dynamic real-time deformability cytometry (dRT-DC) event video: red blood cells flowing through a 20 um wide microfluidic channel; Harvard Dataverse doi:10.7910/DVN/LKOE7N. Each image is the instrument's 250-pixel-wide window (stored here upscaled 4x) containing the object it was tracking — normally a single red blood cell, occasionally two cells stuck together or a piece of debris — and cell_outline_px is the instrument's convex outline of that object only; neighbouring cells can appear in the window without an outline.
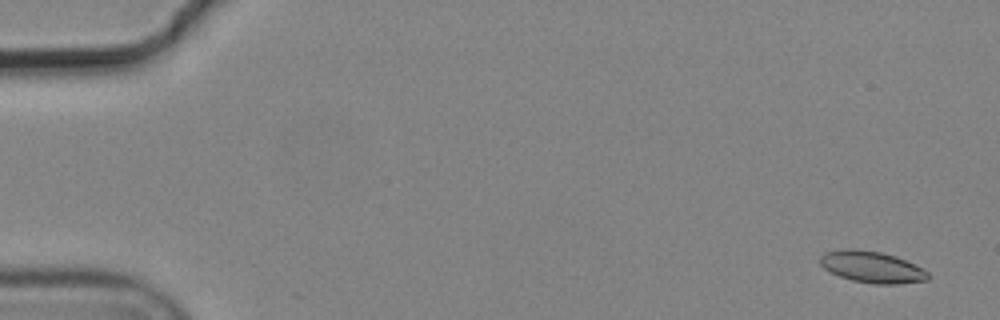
{"species": "common noctule bat (a hibernating species)", "species_latin": "Nyctalus noctula", "temperature_condition": "cold", "stored_images_in_passage": 5, "camera_frame_rate_fps": 3000, "um_per_image_px": 0.085, "animal": {"sex": "male", "body_mass_g": 19.2, "forearm_length_mm": 51.8}, "frame": {"image": 1, "passage_image": 1, "time_ms": 0.0, "image_size_px": [1000, 320], "cell_outline_px": [[928, 280], [900, 284], [876, 284], [852, 280], [840, 276], [824, 268], [820, 264], [820, 256], [824, 252], [848, 248], [852, 248], [880, 252], [896, 256], [928, 272]], "centroid_in_image_um": [74.08, 22.69], "position_along_channel_um": 10.9, "area_um2": 19.59}}
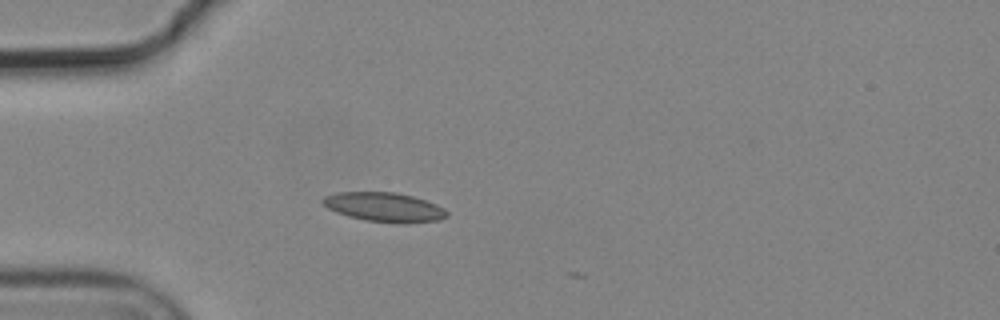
{"frame": {"image": 2, "passage_image": 5, "time_ms": 1.333, "image_size_px": [1000, 320], "cell_outline_px": [[448, 216], [440, 220], [404, 224], [364, 220], [348, 216], [336, 212], [328, 208], [320, 200], [324, 196], [340, 192], [396, 192], [412, 196], [436, 204], [444, 208], [448, 212]], "centroid_in_image_um": [32.68, 17.61], "position_along_channel_um": 52.3, "area_um2": 21.27}}